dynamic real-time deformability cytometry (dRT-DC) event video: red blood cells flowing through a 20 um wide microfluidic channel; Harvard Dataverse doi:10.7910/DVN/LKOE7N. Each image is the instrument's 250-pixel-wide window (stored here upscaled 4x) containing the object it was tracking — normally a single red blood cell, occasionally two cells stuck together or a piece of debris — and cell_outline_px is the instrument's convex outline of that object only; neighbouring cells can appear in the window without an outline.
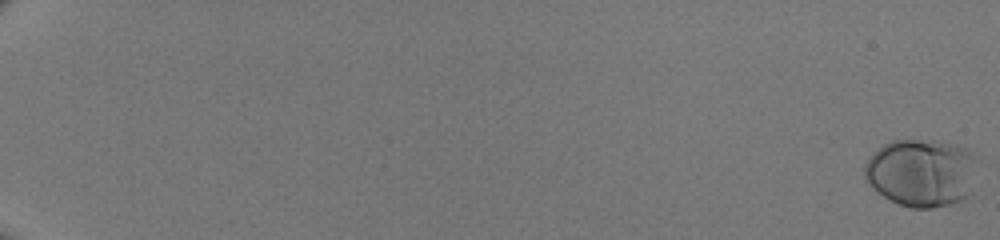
{"species": "human", "species_latin": "Homo sapiens", "temperature_condition": "room temperature", "stored_images_in_passage": 52, "camera_frame_rate_fps": 3000, "um_per_image_px": 0.085, "donor": {"sex": "male"}, "frame": {"image": 1, "passage_image": 1, "time_ms": 0.0, "image_size_px": [1000, 240], "cell_outline_px": [[980, 160], [968, 196], [952, 204], [932, 208], [912, 208], [900, 204], [876, 192], [868, 184], [864, 176], [864, 164], [884, 144], [892, 140], [932, 140], [952, 144], [964, 148], [980, 156]], "centroid_in_image_um": [78.37, 14.68], "position_along_channel_um": 6.6, "area_um2": 44.97}}
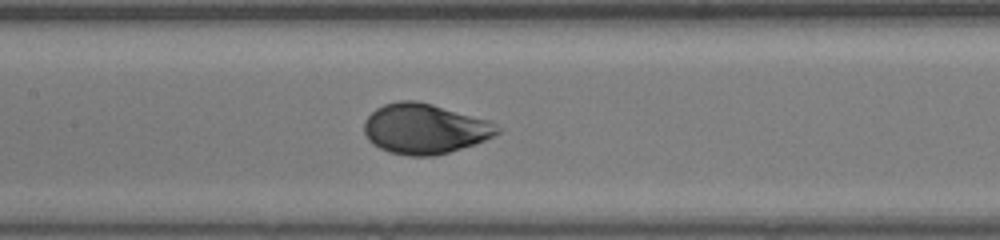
{"frame": {"image": 2, "passage_image": 30, "time_ms": 9.667, "image_size_px": [1000, 240], "cell_outline_px": [[500, 132], [496, 136], [436, 156], [408, 156], [388, 152], [372, 144], [368, 140], [364, 132], [364, 120], [376, 108], [384, 104], [400, 100], [416, 100], [432, 104], [488, 120], [496, 124], [500, 128]], "centroid_in_image_um": [36.07, 10.94], "position_along_channel_um": 171.3, "area_um2": 38.96}}
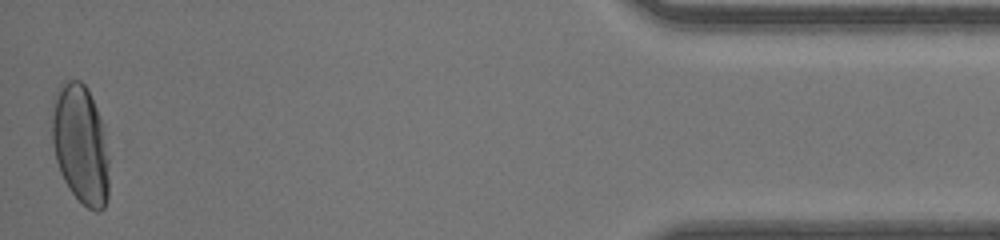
{"frame": {"image": 3, "passage_image": 52, "time_ms": 17.0, "image_size_px": [1000, 240], "cell_outline_px": [[108, 196], [104, 208], [100, 212], [96, 212], [88, 208], [72, 192], [64, 180], [60, 172], [56, 160], [52, 144], [52, 116], [56, 92], [60, 84], [68, 80], [80, 80], [88, 88], [100, 116], [108, 156]], "centroid_in_image_um": [6.84, 12.27], "position_along_channel_um": 428.4, "area_um2": 39.54}}